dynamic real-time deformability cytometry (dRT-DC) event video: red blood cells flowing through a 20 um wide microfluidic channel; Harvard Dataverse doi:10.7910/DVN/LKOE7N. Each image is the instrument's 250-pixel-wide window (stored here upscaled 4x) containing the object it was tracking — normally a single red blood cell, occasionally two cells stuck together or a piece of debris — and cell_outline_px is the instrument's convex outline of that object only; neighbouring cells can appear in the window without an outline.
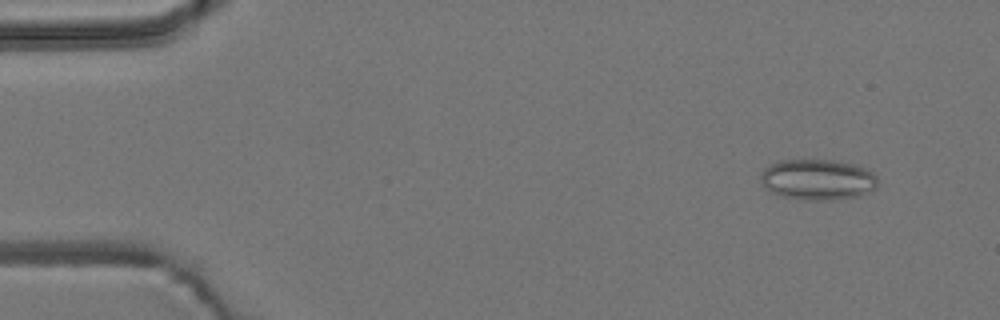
{"species": "common noctule bat (a hibernating species)", "species_latin": "Nyctalus noctula", "temperature_condition": "room temperature", "stored_images_in_passage": 54, "camera_frame_rate_fps": 3000, "um_per_image_px": 0.085, "animal": {"sex": "male", "body_mass_g": 19.2, "forearm_length_mm": 51.8}, "frame": {"image": 1, "passage_image": 5, "time_ms": 1.333, "image_size_px": [1000, 320], "cell_outline_px": [[876, 188], [860, 196], [832, 200], [804, 200], [780, 196], [772, 192], [760, 180], [760, 172], [768, 164], [780, 160], [832, 160], [856, 164], [872, 172], [876, 176]], "centroid_in_image_um": [69.48, 15.26], "position_along_channel_um": 15.5, "area_um2": 27.98}}
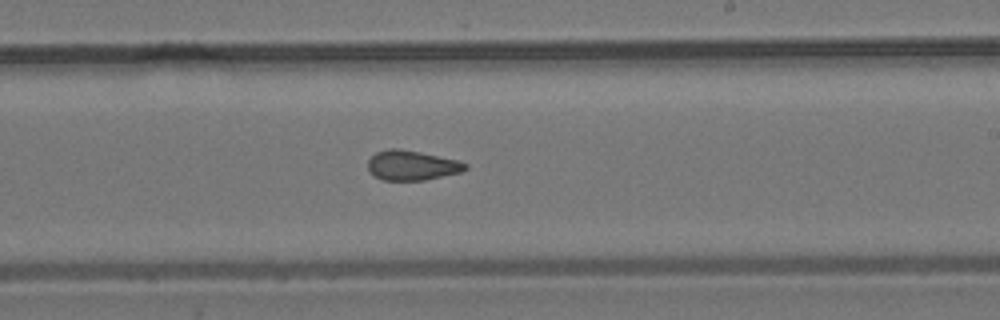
{"frame": {"image": 2, "passage_image": 32, "time_ms": 10.333, "image_size_px": [1000, 320], "cell_outline_px": [[468, 168], [460, 172], [424, 180], [384, 180], [376, 176], [368, 168], [368, 160], [376, 152], [388, 148], [400, 148], [460, 160], [468, 164]], "centroid_in_image_um": [35.04, 14.04], "position_along_channel_um": 254.0, "area_um2": 16.88}}
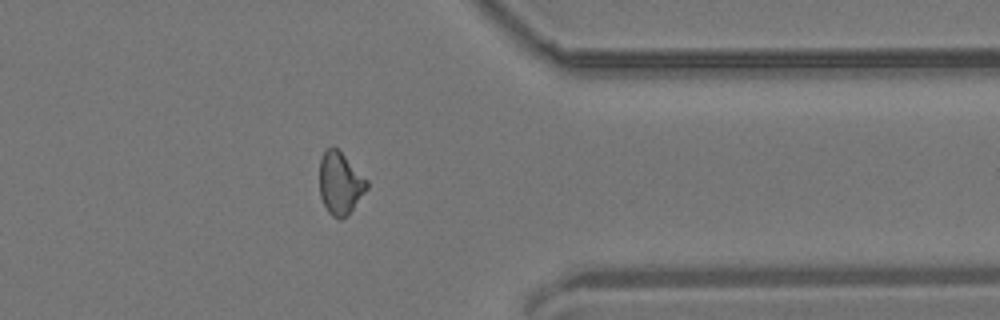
{"frame": {"image": 3, "passage_image": 43, "time_ms": 14.0, "image_size_px": [1000, 320], "cell_outline_px": [[368, 188], [352, 208], [340, 220], [332, 216], [328, 212], [320, 196], [320, 160], [324, 152], [328, 148], [336, 148], [368, 180]], "centroid_in_image_um": [28.9, 15.59], "position_along_channel_um": 382.5, "area_um2": 16.7}, "authors_computed_cell_mechanics": {"area_um2": 17.6579, "velocity_mm_per_s": 3.8406, "shape_relaxation_time_tau1_ms": null, "shape_relaxation_time_tau2_ms": 1.9608, "deformation_change_tau1": null, "deformation_change_tau2": 0.0915}}